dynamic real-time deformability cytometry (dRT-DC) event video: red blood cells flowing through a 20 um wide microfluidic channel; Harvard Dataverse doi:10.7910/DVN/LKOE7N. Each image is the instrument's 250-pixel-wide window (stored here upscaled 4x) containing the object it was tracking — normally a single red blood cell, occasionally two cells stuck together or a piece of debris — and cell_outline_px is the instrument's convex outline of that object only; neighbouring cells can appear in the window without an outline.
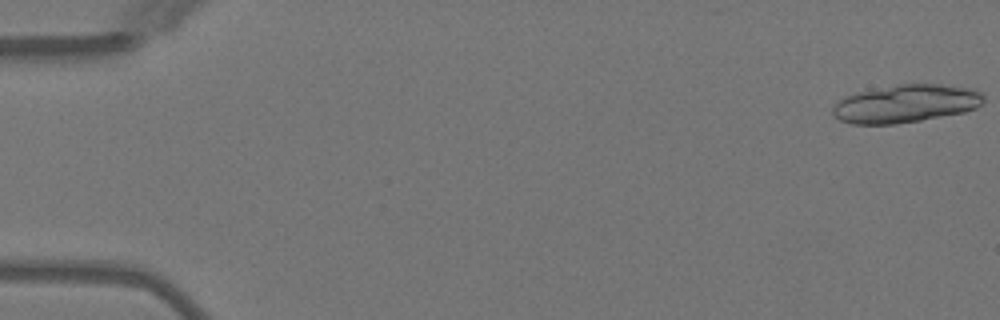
{"species": "Egyptian fruit bat (a non-hibernating species)", "species_latin": "Rousettus aegyptiacus", "temperature_condition": "warm", "stored_images_in_passage": 5, "segment_of_instrument_passage": [2, 2], "camera_frame_rate_fps": 3000, "um_per_image_px": 0.085, "animal": {"sex": "female"}, "frame": {"image": 1, "passage_image": 5, "time_ms": 6.0, "image_size_px": [1000, 320], "cell_outline_px": [[984, 100], [976, 108], [964, 112], [920, 120], [896, 124], [852, 124], [840, 120], [832, 116], [832, 108], [844, 96], [856, 92], [900, 84], [940, 84], [972, 88], [980, 92], [984, 96]], "centroid_in_image_um": [76.97, 8.81], "position_along_channel_um": 8.0, "area_um2": 33.35}}